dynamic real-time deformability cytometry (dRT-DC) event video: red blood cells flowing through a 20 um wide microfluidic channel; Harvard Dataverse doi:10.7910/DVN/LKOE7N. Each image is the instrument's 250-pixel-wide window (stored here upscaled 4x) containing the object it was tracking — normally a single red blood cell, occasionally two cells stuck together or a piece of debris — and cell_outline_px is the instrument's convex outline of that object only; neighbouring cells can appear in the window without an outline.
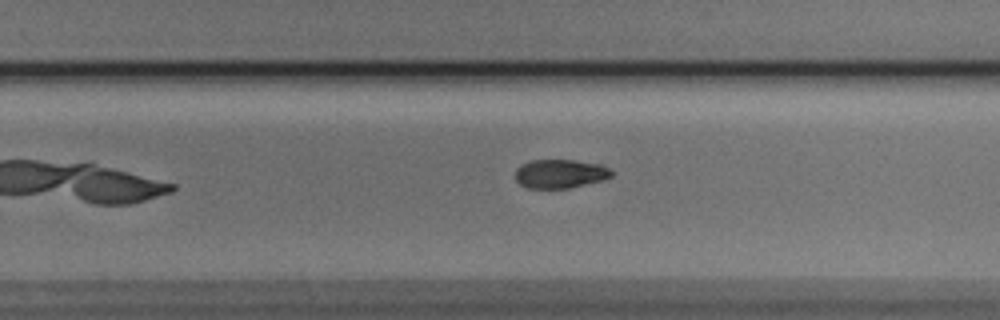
{"species": "Egyptian fruit bat (a non-hibernating species)", "species_latin": "Rousettus aegyptiacus", "temperature_condition": "cold", "stored_images_in_passage": 9, "camera_frame_rate_fps": 3000, "um_per_image_px": 0.085, "animal": {"sex": "male"}, "frame": {"image": 1, "passage_image": 9, "time_ms": 2.667, "image_size_px": [1000, 320], "cell_outline_px": [[612, 176], [604, 180], [568, 188], [528, 188], [520, 184], [516, 180], [516, 168], [520, 164], [528, 160], [576, 160], [600, 164], [608, 168], [612, 172]], "centroid_in_image_um": [47.59, 14.76], "position_along_channel_um": 282.2, "area_um2": 16.24}}